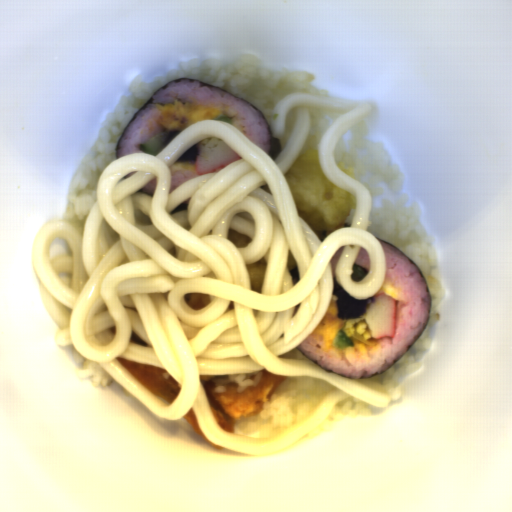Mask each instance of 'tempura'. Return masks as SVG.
Here are the masks:
<instances>
[{"instance_id":"obj_1","label":"tempura","mask_w":512,"mask_h":512,"mask_svg":"<svg viewBox=\"0 0 512 512\" xmlns=\"http://www.w3.org/2000/svg\"><path fill=\"white\" fill-rule=\"evenodd\" d=\"M284 176L300 217L315 232L330 233L344 224L353 195L326 176L319 166V152H301Z\"/></svg>"},{"instance_id":"obj_2","label":"tempura","mask_w":512,"mask_h":512,"mask_svg":"<svg viewBox=\"0 0 512 512\" xmlns=\"http://www.w3.org/2000/svg\"><path fill=\"white\" fill-rule=\"evenodd\" d=\"M249 276L250 289L252 291L261 292L264 288L267 260L265 256H261L252 264H246Z\"/></svg>"},{"instance_id":"obj_3","label":"tempura","mask_w":512,"mask_h":512,"mask_svg":"<svg viewBox=\"0 0 512 512\" xmlns=\"http://www.w3.org/2000/svg\"><path fill=\"white\" fill-rule=\"evenodd\" d=\"M184 299L190 308L202 310L208 305L210 296L200 292H191L184 295Z\"/></svg>"},{"instance_id":"obj_4","label":"tempura","mask_w":512,"mask_h":512,"mask_svg":"<svg viewBox=\"0 0 512 512\" xmlns=\"http://www.w3.org/2000/svg\"><path fill=\"white\" fill-rule=\"evenodd\" d=\"M228 239L232 243V245L236 248H246L248 247L251 238L239 231H236L232 228H229L227 231Z\"/></svg>"},{"instance_id":"obj_5","label":"tempura","mask_w":512,"mask_h":512,"mask_svg":"<svg viewBox=\"0 0 512 512\" xmlns=\"http://www.w3.org/2000/svg\"><path fill=\"white\" fill-rule=\"evenodd\" d=\"M340 168V170L342 172H344L345 174H347L348 176H350L351 178L354 179V176H353V172H352V169H350L349 167H347L346 165L345 166H338Z\"/></svg>"}]
</instances>
